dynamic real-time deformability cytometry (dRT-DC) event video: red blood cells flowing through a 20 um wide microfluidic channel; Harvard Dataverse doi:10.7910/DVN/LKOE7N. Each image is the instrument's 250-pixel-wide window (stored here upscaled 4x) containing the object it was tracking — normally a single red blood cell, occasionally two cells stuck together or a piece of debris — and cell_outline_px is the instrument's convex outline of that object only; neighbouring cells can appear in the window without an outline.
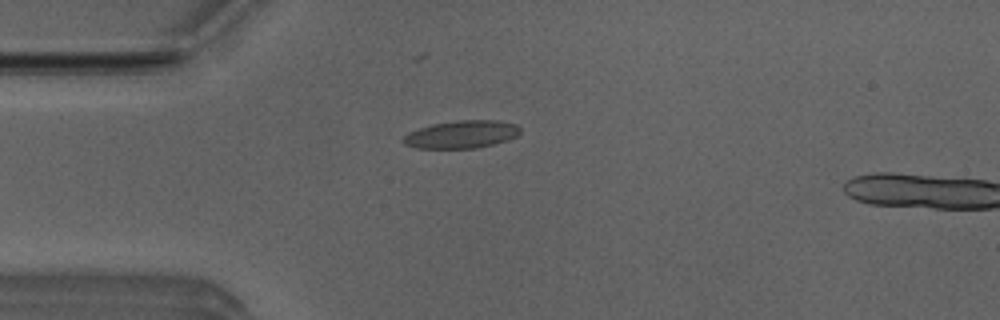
{"species": "Egyptian fruit bat (a non-hibernating species)", "species_latin": "Rousettus aegyptiacus", "temperature_condition": "room temperature", "stored_images_in_passage": 5, "camera_frame_rate_fps": 3000, "um_per_image_px": 0.085, "animal": {"sex": "male"}, "frame": {"image": 1, "passage_image": 4, "time_ms": 1.0, "image_size_px": [1000, 320], "cell_outline_px": [[520, 132], [516, 136], [508, 140], [476, 148], [416, 148], [404, 144], [400, 140], [408, 132], [432, 124], [456, 120], [496, 120], [516, 124], [520, 128]], "centroid_in_image_um": [39.21, 11.42], "position_along_channel_um": 45.8, "area_um2": 18.9}}